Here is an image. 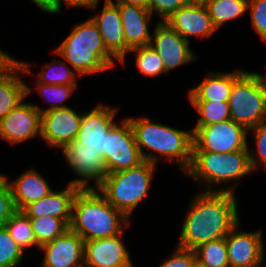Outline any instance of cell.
<instances>
[{
    "label": "cell",
    "mask_w": 266,
    "mask_h": 267,
    "mask_svg": "<svg viewBox=\"0 0 266 267\" xmlns=\"http://www.w3.org/2000/svg\"><path fill=\"white\" fill-rule=\"evenodd\" d=\"M192 130V152L228 153L249 150L248 130L232 119Z\"/></svg>",
    "instance_id": "cell-9"
},
{
    "label": "cell",
    "mask_w": 266,
    "mask_h": 267,
    "mask_svg": "<svg viewBox=\"0 0 266 267\" xmlns=\"http://www.w3.org/2000/svg\"><path fill=\"white\" fill-rule=\"evenodd\" d=\"M106 131L105 151L102 159L107 173L120 172L139 166L144 162L135 142L130 121L125 118Z\"/></svg>",
    "instance_id": "cell-8"
},
{
    "label": "cell",
    "mask_w": 266,
    "mask_h": 267,
    "mask_svg": "<svg viewBox=\"0 0 266 267\" xmlns=\"http://www.w3.org/2000/svg\"><path fill=\"white\" fill-rule=\"evenodd\" d=\"M210 0H188L189 4L206 5Z\"/></svg>",
    "instance_id": "cell-43"
},
{
    "label": "cell",
    "mask_w": 266,
    "mask_h": 267,
    "mask_svg": "<svg viewBox=\"0 0 266 267\" xmlns=\"http://www.w3.org/2000/svg\"><path fill=\"white\" fill-rule=\"evenodd\" d=\"M101 34L106 49L120 63H125V56L129 48L125 43L123 26L118 4L111 0H105L101 13L92 17Z\"/></svg>",
    "instance_id": "cell-18"
},
{
    "label": "cell",
    "mask_w": 266,
    "mask_h": 267,
    "mask_svg": "<svg viewBox=\"0 0 266 267\" xmlns=\"http://www.w3.org/2000/svg\"><path fill=\"white\" fill-rule=\"evenodd\" d=\"M129 52H134L136 54L135 62L138 70L143 75L154 77L160 74H168L165 71L161 57L151 45L136 47L130 49Z\"/></svg>",
    "instance_id": "cell-31"
},
{
    "label": "cell",
    "mask_w": 266,
    "mask_h": 267,
    "mask_svg": "<svg viewBox=\"0 0 266 267\" xmlns=\"http://www.w3.org/2000/svg\"><path fill=\"white\" fill-rule=\"evenodd\" d=\"M75 72L76 71L70 70L69 66H67L64 61H53L47 64L45 69H42V73H37V81L35 83L48 85H77V76L80 75Z\"/></svg>",
    "instance_id": "cell-30"
},
{
    "label": "cell",
    "mask_w": 266,
    "mask_h": 267,
    "mask_svg": "<svg viewBox=\"0 0 266 267\" xmlns=\"http://www.w3.org/2000/svg\"><path fill=\"white\" fill-rule=\"evenodd\" d=\"M16 210L22 211L28 204L41 200L53 190L36 169H28L18 178L9 181Z\"/></svg>",
    "instance_id": "cell-24"
},
{
    "label": "cell",
    "mask_w": 266,
    "mask_h": 267,
    "mask_svg": "<svg viewBox=\"0 0 266 267\" xmlns=\"http://www.w3.org/2000/svg\"><path fill=\"white\" fill-rule=\"evenodd\" d=\"M16 62H17V59L8 55L7 52L5 53L2 50H0V75L4 74Z\"/></svg>",
    "instance_id": "cell-40"
},
{
    "label": "cell",
    "mask_w": 266,
    "mask_h": 267,
    "mask_svg": "<svg viewBox=\"0 0 266 267\" xmlns=\"http://www.w3.org/2000/svg\"><path fill=\"white\" fill-rule=\"evenodd\" d=\"M201 116L195 127H206L215 123L230 120L228 101H190Z\"/></svg>",
    "instance_id": "cell-27"
},
{
    "label": "cell",
    "mask_w": 266,
    "mask_h": 267,
    "mask_svg": "<svg viewBox=\"0 0 266 267\" xmlns=\"http://www.w3.org/2000/svg\"><path fill=\"white\" fill-rule=\"evenodd\" d=\"M239 225L240 222L225 237L229 267H261L266 253L262 230L238 231Z\"/></svg>",
    "instance_id": "cell-12"
},
{
    "label": "cell",
    "mask_w": 266,
    "mask_h": 267,
    "mask_svg": "<svg viewBox=\"0 0 266 267\" xmlns=\"http://www.w3.org/2000/svg\"><path fill=\"white\" fill-rule=\"evenodd\" d=\"M192 267H205L202 264H200L198 261H196Z\"/></svg>",
    "instance_id": "cell-44"
},
{
    "label": "cell",
    "mask_w": 266,
    "mask_h": 267,
    "mask_svg": "<svg viewBox=\"0 0 266 267\" xmlns=\"http://www.w3.org/2000/svg\"><path fill=\"white\" fill-rule=\"evenodd\" d=\"M249 0H210L205 6L214 26L219 29L227 21L243 16Z\"/></svg>",
    "instance_id": "cell-25"
},
{
    "label": "cell",
    "mask_w": 266,
    "mask_h": 267,
    "mask_svg": "<svg viewBox=\"0 0 266 267\" xmlns=\"http://www.w3.org/2000/svg\"><path fill=\"white\" fill-rule=\"evenodd\" d=\"M244 70L232 72H209L201 83L189 89L190 101H228L233 83L244 73Z\"/></svg>",
    "instance_id": "cell-23"
},
{
    "label": "cell",
    "mask_w": 266,
    "mask_h": 267,
    "mask_svg": "<svg viewBox=\"0 0 266 267\" xmlns=\"http://www.w3.org/2000/svg\"><path fill=\"white\" fill-rule=\"evenodd\" d=\"M39 249L45 252L42 267H84V240L70 229Z\"/></svg>",
    "instance_id": "cell-17"
},
{
    "label": "cell",
    "mask_w": 266,
    "mask_h": 267,
    "mask_svg": "<svg viewBox=\"0 0 266 267\" xmlns=\"http://www.w3.org/2000/svg\"><path fill=\"white\" fill-rule=\"evenodd\" d=\"M155 165L144 161L128 170L107 173L96 189L130 220L136 206L148 194Z\"/></svg>",
    "instance_id": "cell-6"
},
{
    "label": "cell",
    "mask_w": 266,
    "mask_h": 267,
    "mask_svg": "<svg viewBox=\"0 0 266 267\" xmlns=\"http://www.w3.org/2000/svg\"><path fill=\"white\" fill-rule=\"evenodd\" d=\"M62 1L67 7H86L96 9L101 0H54V14L62 13Z\"/></svg>",
    "instance_id": "cell-39"
},
{
    "label": "cell",
    "mask_w": 266,
    "mask_h": 267,
    "mask_svg": "<svg viewBox=\"0 0 266 267\" xmlns=\"http://www.w3.org/2000/svg\"><path fill=\"white\" fill-rule=\"evenodd\" d=\"M192 199L177 243L180 248L194 251L204 243L226 237L240 222L233 192L203 191Z\"/></svg>",
    "instance_id": "cell-1"
},
{
    "label": "cell",
    "mask_w": 266,
    "mask_h": 267,
    "mask_svg": "<svg viewBox=\"0 0 266 267\" xmlns=\"http://www.w3.org/2000/svg\"><path fill=\"white\" fill-rule=\"evenodd\" d=\"M188 4V0H149L148 9L152 15L155 12L161 16V20L158 21H165L178 9Z\"/></svg>",
    "instance_id": "cell-37"
},
{
    "label": "cell",
    "mask_w": 266,
    "mask_h": 267,
    "mask_svg": "<svg viewBox=\"0 0 266 267\" xmlns=\"http://www.w3.org/2000/svg\"><path fill=\"white\" fill-rule=\"evenodd\" d=\"M263 76V78H264V81H265V83H266V75H262Z\"/></svg>",
    "instance_id": "cell-45"
},
{
    "label": "cell",
    "mask_w": 266,
    "mask_h": 267,
    "mask_svg": "<svg viewBox=\"0 0 266 267\" xmlns=\"http://www.w3.org/2000/svg\"><path fill=\"white\" fill-rule=\"evenodd\" d=\"M127 119L144 161L156 164L160 154L165 160H174L183 173L189 169L192 162V130L184 131L156 123L147 116ZM143 148L152 151L145 153Z\"/></svg>",
    "instance_id": "cell-3"
},
{
    "label": "cell",
    "mask_w": 266,
    "mask_h": 267,
    "mask_svg": "<svg viewBox=\"0 0 266 267\" xmlns=\"http://www.w3.org/2000/svg\"><path fill=\"white\" fill-rule=\"evenodd\" d=\"M116 4H128V5H138L143 8H148L149 0H111Z\"/></svg>",
    "instance_id": "cell-42"
},
{
    "label": "cell",
    "mask_w": 266,
    "mask_h": 267,
    "mask_svg": "<svg viewBox=\"0 0 266 267\" xmlns=\"http://www.w3.org/2000/svg\"><path fill=\"white\" fill-rule=\"evenodd\" d=\"M248 10H250L251 23L255 32L266 43V0H249Z\"/></svg>",
    "instance_id": "cell-36"
},
{
    "label": "cell",
    "mask_w": 266,
    "mask_h": 267,
    "mask_svg": "<svg viewBox=\"0 0 266 267\" xmlns=\"http://www.w3.org/2000/svg\"><path fill=\"white\" fill-rule=\"evenodd\" d=\"M54 52L70 63L79 75L96 74L115 65V57L106 49L92 18L77 23Z\"/></svg>",
    "instance_id": "cell-4"
},
{
    "label": "cell",
    "mask_w": 266,
    "mask_h": 267,
    "mask_svg": "<svg viewBox=\"0 0 266 267\" xmlns=\"http://www.w3.org/2000/svg\"><path fill=\"white\" fill-rule=\"evenodd\" d=\"M165 22L187 41L188 36L206 38L218 30L205 5L188 4L178 9Z\"/></svg>",
    "instance_id": "cell-19"
},
{
    "label": "cell",
    "mask_w": 266,
    "mask_h": 267,
    "mask_svg": "<svg viewBox=\"0 0 266 267\" xmlns=\"http://www.w3.org/2000/svg\"><path fill=\"white\" fill-rule=\"evenodd\" d=\"M62 152L72 172L80 177L71 180L69 183L80 188H93V186H88L89 182L93 180L96 188L107 175L100 152L94 151L76 140L64 145Z\"/></svg>",
    "instance_id": "cell-10"
},
{
    "label": "cell",
    "mask_w": 266,
    "mask_h": 267,
    "mask_svg": "<svg viewBox=\"0 0 266 267\" xmlns=\"http://www.w3.org/2000/svg\"><path fill=\"white\" fill-rule=\"evenodd\" d=\"M83 112L71 107L41 113V138L51 147L62 148L74 141L79 132Z\"/></svg>",
    "instance_id": "cell-13"
},
{
    "label": "cell",
    "mask_w": 266,
    "mask_h": 267,
    "mask_svg": "<svg viewBox=\"0 0 266 267\" xmlns=\"http://www.w3.org/2000/svg\"><path fill=\"white\" fill-rule=\"evenodd\" d=\"M28 62L17 61L0 75V121L31 92V88L17 74H31Z\"/></svg>",
    "instance_id": "cell-21"
},
{
    "label": "cell",
    "mask_w": 266,
    "mask_h": 267,
    "mask_svg": "<svg viewBox=\"0 0 266 267\" xmlns=\"http://www.w3.org/2000/svg\"><path fill=\"white\" fill-rule=\"evenodd\" d=\"M122 235L84 241V267H134Z\"/></svg>",
    "instance_id": "cell-15"
},
{
    "label": "cell",
    "mask_w": 266,
    "mask_h": 267,
    "mask_svg": "<svg viewBox=\"0 0 266 267\" xmlns=\"http://www.w3.org/2000/svg\"><path fill=\"white\" fill-rule=\"evenodd\" d=\"M4 227L11 238L24 250L27 247L40 246L37 244L30 218L22 211L16 210Z\"/></svg>",
    "instance_id": "cell-26"
},
{
    "label": "cell",
    "mask_w": 266,
    "mask_h": 267,
    "mask_svg": "<svg viewBox=\"0 0 266 267\" xmlns=\"http://www.w3.org/2000/svg\"><path fill=\"white\" fill-rule=\"evenodd\" d=\"M230 116L247 130L266 121V83L258 72H244L234 83L228 100Z\"/></svg>",
    "instance_id": "cell-7"
},
{
    "label": "cell",
    "mask_w": 266,
    "mask_h": 267,
    "mask_svg": "<svg viewBox=\"0 0 266 267\" xmlns=\"http://www.w3.org/2000/svg\"><path fill=\"white\" fill-rule=\"evenodd\" d=\"M41 136V112L31 103L20 102L0 121V137L18 144Z\"/></svg>",
    "instance_id": "cell-14"
},
{
    "label": "cell",
    "mask_w": 266,
    "mask_h": 267,
    "mask_svg": "<svg viewBox=\"0 0 266 267\" xmlns=\"http://www.w3.org/2000/svg\"><path fill=\"white\" fill-rule=\"evenodd\" d=\"M5 227L0 228V267H17L25 255Z\"/></svg>",
    "instance_id": "cell-33"
},
{
    "label": "cell",
    "mask_w": 266,
    "mask_h": 267,
    "mask_svg": "<svg viewBox=\"0 0 266 267\" xmlns=\"http://www.w3.org/2000/svg\"><path fill=\"white\" fill-rule=\"evenodd\" d=\"M194 251L197 261L205 267H229L225 237L204 243Z\"/></svg>",
    "instance_id": "cell-28"
},
{
    "label": "cell",
    "mask_w": 266,
    "mask_h": 267,
    "mask_svg": "<svg viewBox=\"0 0 266 267\" xmlns=\"http://www.w3.org/2000/svg\"><path fill=\"white\" fill-rule=\"evenodd\" d=\"M149 45L161 57L167 73L197 58V55L190 48V42L172 29L165 21H158L155 25Z\"/></svg>",
    "instance_id": "cell-11"
},
{
    "label": "cell",
    "mask_w": 266,
    "mask_h": 267,
    "mask_svg": "<svg viewBox=\"0 0 266 267\" xmlns=\"http://www.w3.org/2000/svg\"><path fill=\"white\" fill-rule=\"evenodd\" d=\"M33 1L40 9L49 14H54V0H31Z\"/></svg>",
    "instance_id": "cell-41"
},
{
    "label": "cell",
    "mask_w": 266,
    "mask_h": 267,
    "mask_svg": "<svg viewBox=\"0 0 266 267\" xmlns=\"http://www.w3.org/2000/svg\"><path fill=\"white\" fill-rule=\"evenodd\" d=\"M116 112V108L100 103L91 111L83 112L75 140L102 154L105 151L106 131L116 123Z\"/></svg>",
    "instance_id": "cell-16"
},
{
    "label": "cell",
    "mask_w": 266,
    "mask_h": 267,
    "mask_svg": "<svg viewBox=\"0 0 266 267\" xmlns=\"http://www.w3.org/2000/svg\"><path fill=\"white\" fill-rule=\"evenodd\" d=\"M129 224L96 188H80L75 194L69 229L84 241L116 236Z\"/></svg>",
    "instance_id": "cell-2"
},
{
    "label": "cell",
    "mask_w": 266,
    "mask_h": 267,
    "mask_svg": "<svg viewBox=\"0 0 266 267\" xmlns=\"http://www.w3.org/2000/svg\"><path fill=\"white\" fill-rule=\"evenodd\" d=\"M30 221L39 246L63 235L69 229L62 219L52 216L30 218Z\"/></svg>",
    "instance_id": "cell-29"
},
{
    "label": "cell",
    "mask_w": 266,
    "mask_h": 267,
    "mask_svg": "<svg viewBox=\"0 0 266 267\" xmlns=\"http://www.w3.org/2000/svg\"><path fill=\"white\" fill-rule=\"evenodd\" d=\"M196 261L195 251L176 246L171 257L158 267H192Z\"/></svg>",
    "instance_id": "cell-38"
},
{
    "label": "cell",
    "mask_w": 266,
    "mask_h": 267,
    "mask_svg": "<svg viewBox=\"0 0 266 267\" xmlns=\"http://www.w3.org/2000/svg\"><path fill=\"white\" fill-rule=\"evenodd\" d=\"M79 186L68 183L60 191H52L41 200L28 204L22 212L29 218L52 216L62 219L68 226L71 223L72 203Z\"/></svg>",
    "instance_id": "cell-20"
},
{
    "label": "cell",
    "mask_w": 266,
    "mask_h": 267,
    "mask_svg": "<svg viewBox=\"0 0 266 267\" xmlns=\"http://www.w3.org/2000/svg\"><path fill=\"white\" fill-rule=\"evenodd\" d=\"M254 172L250 165L249 150L228 153L192 152V162L183 174L205 186V191H235V180ZM234 181L230 187L214 189L212 185H222ZM204 183V184H203ZM207 185V186H206Z\"/></svg>",
    "instance_id": "cell-5"
},
{
    "label": "cell",
    "mask_w": 266,
    "mask_h": 267,
    "mask_svg": "<svg viewBox=\"0 0 266 267\" xmlns=\"http://www.w3.org/2000/svg\"><path fill=\"white\" fill-rule=\"evenodd\" d=\"M35 85H36V88L38 89L39 94L43 96V99L44 100L46 99L48 103L50 102V104H52L51 107L47 109H42L38 105L34 104V106L41 113H44L50 110L70 107L65 104L64 105L60 104V103H63V101L70 98L73 90L77 88V85H48V84H43V83H36Z\"/></svg>",
    "instance_id": "cell-32"
},
{
    "label": "cell",
    "mask_w": 266,
    "mask_h": 267,
    "mask_svg": "<svg viewBox=\"0 0 266 267\" xmlns=\"http://www.w3.org/2000/svg\"><path fill=\"white\" fill-rule=\"evenodd\" d=\"M125 43L129 49L149 45L152 35L148 21L152 18L148 8L138 5L118 4Z\"/></svg>",
    "instance_id": "cell-22"
},
{
    "label": "cell",
    "mask_w": 266,
    "mask_h": 267,
    "mask_svg": "<svg viewBox=\"0 0 266 267\" xmlns=\"http://www.w3.org/2000/svg\"><path fill=\"white\" fill-rule=\"evenodd\" d=\"M8 177L0 173V228L16 211Z\"/></svg>",
    "instance_id": "cell-35"
},
{
    "label": "cell",
    "mask_w": 266,
    "mask_h": 267,
    "mask_svg": "<svg viewBox=\"0 0 266 267\" xmlns=\"http://www.w3.org/2000/svg\"><path fill=\"white\" fill-rule=\"evenodd\" d=\"M254 131V138L256 141V147H257V156H253L254 152L252 149L249 150V159H250V165L252 170H257V168L260 166H263L264 169H266V121L260 123L258 126L251 128L248 130ZM252 151V152H250ZM257 157V158H255Z\"/></svg>",
    "instance_id": "cell-34"
}]
</instances>
